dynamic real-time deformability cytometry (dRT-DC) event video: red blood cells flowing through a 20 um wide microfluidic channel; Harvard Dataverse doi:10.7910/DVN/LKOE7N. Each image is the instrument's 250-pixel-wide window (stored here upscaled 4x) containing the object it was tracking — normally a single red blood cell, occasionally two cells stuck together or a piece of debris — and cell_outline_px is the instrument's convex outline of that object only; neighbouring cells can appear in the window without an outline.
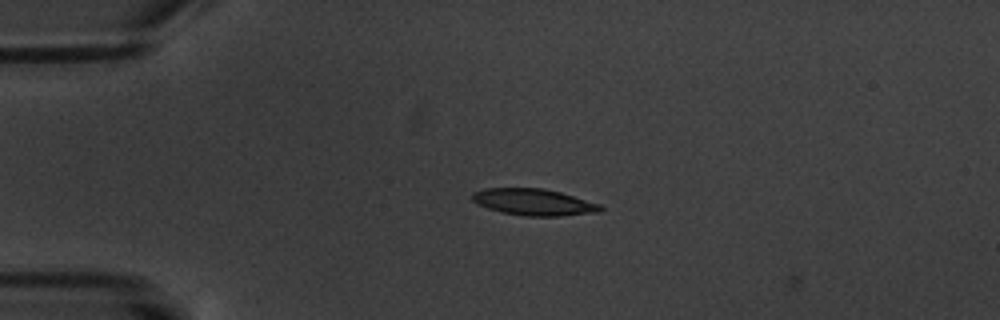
{"species": "common noctule bat (a hibernating species)", "species_latin": "Nyctalus noctula", "temperature_condition": "warm", "stored_images_in_passage": 2, "camera_frame_rate_fps": 3000, "um_per_image_px": 0.085, "animal": {"sex": "male", "body_mass_g": 20.1, "forearm_length_mm": 53.5}, "frame": {"image": 1, "passage_image": 1, "time_ms": 0.0, "image_size_px": [1000, 320], "cell_outline_px": [[604, 208], [600, 212], [560, 216], [524, 216], [500, 212], [476, 204], [472, 200], [472, 192], [484, 188], [544, 188], [560, 192], [600, 204]], "centroid_in_image_um": [45.35, 17.18], "position_along_channel_um": 39.7, "area_um2": 20.0}}